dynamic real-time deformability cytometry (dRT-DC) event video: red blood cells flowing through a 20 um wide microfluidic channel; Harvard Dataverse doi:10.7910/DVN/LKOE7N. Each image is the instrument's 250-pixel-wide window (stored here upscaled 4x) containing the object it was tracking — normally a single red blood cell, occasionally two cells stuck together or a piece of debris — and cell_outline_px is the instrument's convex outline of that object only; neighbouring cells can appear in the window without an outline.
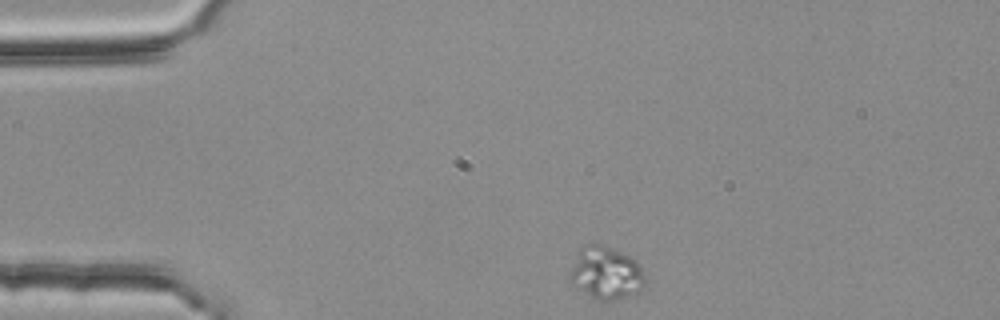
{"species": "common noctule bat (a hibernating species)", "species_latin": "Nyctalus noctula", "temperature_condition": "room temperature", "stored_images_in_passage": 2, "camera_frame_rate_fps": 3000, "um_per_image_px": 0.085, "animal": {"sex": "female", "body_mass_g": 25.1}, "frame": {"image": 1, "passage_image": 1, "time_ms": 0.0, "image_size_px": [1000, 320], "cell_outline_px": [[644, 284], [640, 292], [620, 300], [592, 300], [572, 284], [568, 280], [568, 276], [576, 252], [584, 244], [600, 244], [632, 256], [640, 264], [644, 276]], "centroid_in_image_um": [51.48, 23.23], "position_along_channel_um": 33.5, "area_um2": 23.7}}